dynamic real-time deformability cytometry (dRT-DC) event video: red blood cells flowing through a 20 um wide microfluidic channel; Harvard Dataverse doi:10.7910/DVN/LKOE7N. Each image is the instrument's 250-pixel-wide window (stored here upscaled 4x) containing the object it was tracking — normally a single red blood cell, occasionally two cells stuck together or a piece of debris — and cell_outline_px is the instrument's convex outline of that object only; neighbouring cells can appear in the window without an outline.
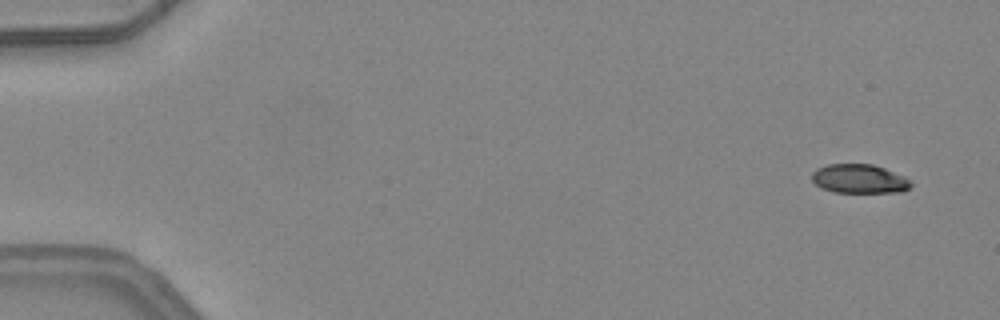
{"species": "common noctule bat (a hibernating species)", "species_latin": "Nyctalus noctula", "temperature_condition": "warm", "stored_images_in_passage": 6, "camera_frame_rate_fps": 3000, "um_per_image_px": 0.085, "animal": {"sex": "female", "body_mass_g": 24.6, "forearm_length_mm": 56.2}, "frame": {"image": 1, "passage_image": 1, "time_ms": 0.0, "image_size_px": [1000, 320], "cell_outline_px": [[912, 184], [908, 188], [900, 192], [832, 192], [820, 188], [812, 180], [812, 172], [816, 168], [828, 164], [872, 164], [884, 168], [904, 176], [912, 180]], "centroid_in_image_um": [73.02, 15.2], "position_along_channel_um": 12.0, "area_um2": 16.82}}
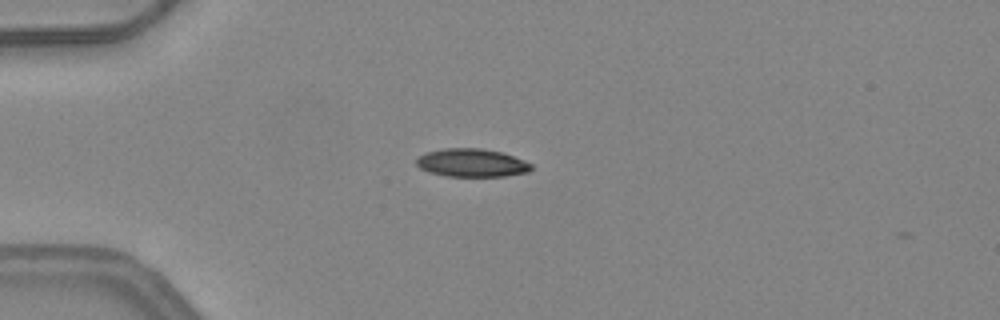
{"frame": {"image": 2, "passage_image": 4, "time_ms": 1.0, "image_size_px": [1000, 320], "cell_outline_px": [[532, 168], [528, 172], [504, 176], [448, 176], [432, 172], [420, 168], [416, 164], [416, 160], [424, 152], [444, 148], [480, 148], [500, 152], [524, 160], [532, 164]], "centroid_in_image_um": [40.1, 13.83], "position_along_channel_um": 44.9, "area_um2": 18.67}}